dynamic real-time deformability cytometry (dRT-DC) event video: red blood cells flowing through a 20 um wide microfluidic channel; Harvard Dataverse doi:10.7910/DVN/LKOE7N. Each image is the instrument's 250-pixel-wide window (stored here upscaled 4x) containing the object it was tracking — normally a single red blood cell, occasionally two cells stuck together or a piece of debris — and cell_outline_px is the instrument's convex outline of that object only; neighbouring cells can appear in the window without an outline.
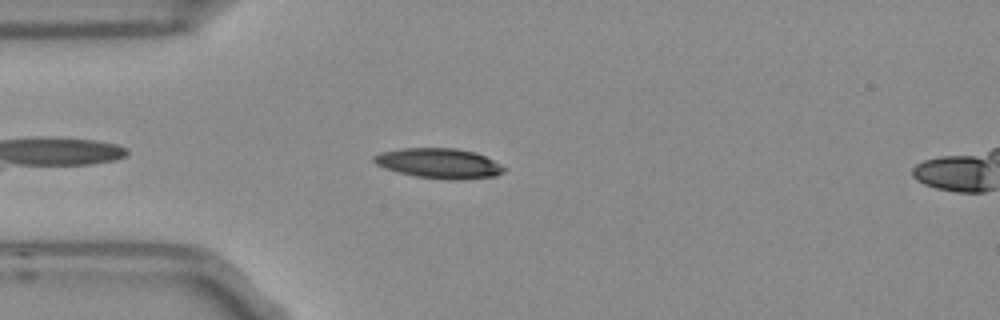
{"species": "Egyptian fruit bat (a non-hibernating species)", "species_latin": "Rousettus aegyptiacus", "temperature_condition": "room temperature", "stored_images_in_passage": 4, "camera_frame_rate_fps": 3000, "um_per_image_px": 0.085, "frame": {"image": 1, "passage_image": 4, "time_ms": 1.0, "image_size_px": [1000, 320], "cell_outline_px": [[508, 168], [504, 172], [496, 176], [460, 180], [448, 180], [416, 176], [384, 168], [376, 164], [372, 160], [372, 156], [380, 152], [404, 148], [456, 148], [476, 152]], "centroid_in_image_um": [37.34, 13.88], "position_along_channel_um": 47.7, "area_um2": 22.89}}